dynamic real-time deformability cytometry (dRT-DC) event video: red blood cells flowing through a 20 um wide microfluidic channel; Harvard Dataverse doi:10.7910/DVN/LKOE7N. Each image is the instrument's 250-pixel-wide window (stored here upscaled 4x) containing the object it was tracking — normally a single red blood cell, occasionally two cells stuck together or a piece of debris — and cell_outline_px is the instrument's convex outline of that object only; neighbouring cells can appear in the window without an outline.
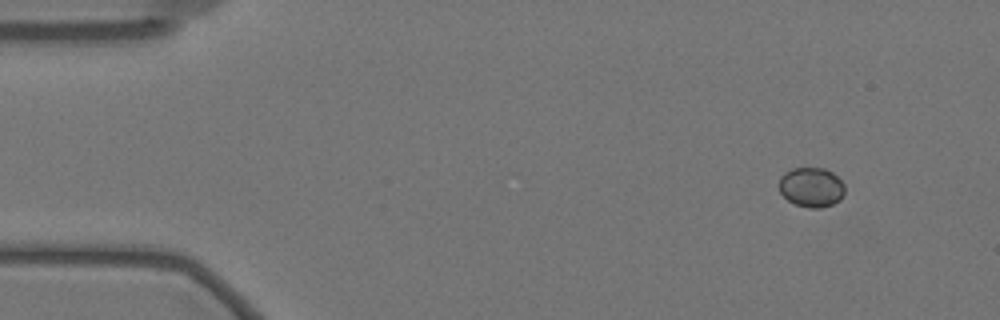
{"species": "Egyptian fruit bat (a non-hibernating species)", "species_latin": "Rousettus aegyptiacus", "temperature_condition": "warm", "stored_images_in_passage": 11, "camera_frame_rate_fps": 3000, "um_per_image_px": 0.085, "animal": {"sex": "female"}, "frame": {"image": 1, "passage_image": 1, "time_ms": 0.0, "image_size_px": [1000, 320], "cell_outline_px": [[844, 192], [840, 200], [832, 204], [820, 208], [808, 208], [796, 204], [788, 200], [780, 192], [780, 176], [784, 172], [792, 168], [824, 168], [832, 172], [844, 184]], "centroid_in_image_um": [68.96, 15.91], "position_along_channel_um": 16.0, "area_um2": 15.14}}